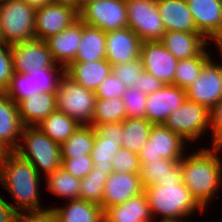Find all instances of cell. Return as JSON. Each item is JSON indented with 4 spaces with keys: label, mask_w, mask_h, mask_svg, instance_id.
<instances>
[{
    "label": "cell",
    "mask_w": 222,
    "mask_h": 222,
    "mask_svg": "<svg viewBox=\"0 0 222 222\" xmlns=\"http://www.w3.org/2000/svg\"><path fill=\"white\" fill-rule=\"evenodd\" d=\"M221 150L222 147L216 146L203 148L180 160L182 182L204 210L222 184V160L218 156Z\"/></svg>",
    "instance_id": "cell-1"
},
{
    "label": "cell",
    "mask_w": 222,
    "mask_h": 222,
    "mask_svg": "<svg viewBox=\"0 0 222 222\" xmlns=\"http://www.w3.org/2000/svg\"><path fill=\"white\" fill-rule=\"evenodd\" d=\"M41 175L33 165L15 151H10L0 166V183L10 192L17 213L43 212L40 203L39 188Z\"/></svg>",
    "instance_id": "cell-2"
},
{
    "label": "cell",
    "mask_w": 222,
    "mask_h": 222,
    "mask_svg": "<svg viewBox=\"0 0 222 222\" xmlns=\"http://www.w3.org/2000/svg\"><path fill=\"white\" fill-rule=\"evenodd\" d=\"M144 192L153 220L156 214H161L162 218H185L196 209L204 212L182 180L161 181L145 187Z\"/></svg>",
    "instance_id": "cell-3"
},
{
    "label": "cell",
    "mask_w": 222,
    "mask_h": 222,
    "mask_svg": "<svg viewBox=\"0 0 222 222\" xmlns=\"http://www.w3.org/2000/svg\"><path fill=\"white\" fill-rule=\"evenodd\" d=\"M21 138L23 143L19 144L15 152L28 160L39 174L44 172L47 176L62 167L60 144L46 136L37 126L23 127Z\"/></svg>",
    "instance_id": "cell-4"
},
{
    "label": "cell",
    "mask_w": 222,
    "mask_h": 222,
    "mask_svg": "<svg viewBox=\"0 0 222 222\" xmlns=\"http://www.w3.org/2000/svg\"><path fill=\"white\" fill-rule=\"evenodd\" d=\"M36 9L22 0L0 2V27L6 44L35 39Z\"/></svg>",
    "instance_id": "cell-5"
},
{
    "label": "cell",
    "mask_w": 222,
    "mask_h": 222,
    "mask_svg": "<svg viewBox=\"0 0 222 222\" xmlns=\"http://www.w3.org/2000/svg\"><path fill=\"white\" fill-rule=\"evenodd\" d=\"M96 93L84 88L66 74L56 91L57 110L73 118L79 125H91L95 111Z\"/></svg>",
    "instance_id": "cell-6"
},
{
    "label": "cell",
    "mask_w": 222,
    "mask_h": 222,
    "mask_svg": "<svg viewBox=\"0 0 222 222\" xmlns=\"http://www.w3.org/2000/svg\"><path fill=\"white\" fill-rule=\"evenodd\" d=\"M128 28L142 42L161 41L165 34L156 0H125Z\"/></svg>",
    "instance_id": "cell-7"
},
{
    "label": "cell",
    "mask_w": 222,
    "mask_h": 222,
    "mask_svg": "<svg viewBox=\"0 0 222 222\" xmlns=\"http://www.w3.org/2000/svg\"><path fill=\"white\" fill-rule=\"evenodd\" d=\"M64 75V66L45 68L31 74L14 73L5 93L18 104L34 94L56 92Z\"/></svg>",
    "instance_id": "cell-8"
},
{
    "label": "cell",
    "mask_w": 222,
    "mask_h": 222,
    "mask_svg": "<svg viewBox=\"0 0 222 222\" xmlns=\"http://www.w3.org/2000/svg\"><path fill=\"white\" fill-rule=\"evenodd\" d=\"M209 117L210 110L207 107L186 99L169 115L164 125L185 141L193 142L209 129Z\"/></svg>",
    "instance_id": "cell-9"
},
{
    "label": "cell",
    "mask_w": 222,
    "mask_h": 222,
    "mask_svg": "<svg viewBox=\"0 0 222 222\" xmlns=\"http://www.w3.org/2000/svg\"><path fill=\"white\" fill-rule=\"evenodd\" d=\"M185 141L164 124L153 125L149 139L138 153L140 164L163 159L181 160L186 150Z\"/></svg>",
    "instance_id": "cell-10"
},
{
    "label": "cell",
    "mask_w": 222,
    "mask_h": 222,
    "mask_svg": "<svg viewBox=\"0 0 222 222\" xmlns=\"http://www.w3.org/2000/svg\"><path fill=\"white\" fill-rule=\"evenodd\" d=\"M79 18L104 32L128 27L125 0H97L79 12Z\"/></svg>",
    "instance_id": "cell-11"
},
{
    "label": "cell",
    "mask_w": 222,
    "mask_h": 222,
    "mask_svg": "<svg viewBox=\"0 0 222 222\" xmlns=\"http://www.w3.org/2000/svg\"><path fill=\"white\" fill-rule=\"evenodd\" d=\"M13 69L16 74H31L58 65L45 40L33 39L11 45Z\"/></svg>",
    "instance_id": "cell-12"
},
{
    "label": "cell",
    "mask_w": 222,
    "mask_h": 222,
    "mask_svg": "<svg viewBox=\"0 0 222 222\" xmlns=\"http://www.w3.org/2000/svg\"><path fill=\"white\" fill-rule=\"evenodd\" d=\"M187 99L212 109L222 99V64L211 58L200 76L186 89Z\"/></svg>",
    "instance_id": "cell-13"
},
{
    "label": "cell",
    "mask_w": 222,
    "mask_h": 222,
    "mask_svg": "<svg viewBox=\"0 0 222 222\" xmlns=\"http://www.w3.org/2000/svg\"><path fill=\"white\" fill-rule=\"evenodd\" d=\"M78 19L77 9L68 5L50 3L36 8L35 39L46 40L62 32Z\"/></svg>",
    "instance_id": "cell-14"
},
{
    "label": "cell",
    "mask_w": 222,
    "mask_h": 222,
    "mask_svg": "<svg viewBox=\"0 0 222 222\" xmlns=\"http://www.w3.org/2000/svg\"><path fill=\"white\" fill-rule=\"evenodd\" d=\"M186 99V90L173 84H164L159 90L147 94L145 118L153 125L164 124Z\"/></svg>",
    "instance_id": "cell-15"
},
{
    "label": "cell",
    "mask_w": 222,
    "mask_h": 222,
    "mask_svg": "<svg viewBox=\"0 0 222 222\" xmlns=\"http://www.w3.org/2000/svg\"><path fill=\"white\" fill-rule=\"evenodd\" d=\"M140 59L146 72L164 84L174 85L178 60L160 41L142 42Z\"/></svg>",
    "instance_id": "cell-16"
},
{
    "label": "cell",
    "mask_w": 222,
    "mask_h": 222,
    "mask_svg": "<svg viewBox=\"0 0 222 222\" xmlns=\"http://www.w3.org/2000/svg\"><path fill=\"white\" fill-rule=\"evenodd\" d=\"M196 29L215 45L222 41V0H186Z\"/></svg>",
    "instance_id": "cell-17"
},
{
    "label": "cell",
    "mask_w": 222,
    "mask_h": 222,
    "mask_svg": "<svg viewBox=\"0 0 222 222\" xmlns=\"http://www.w3.org/2000/svg\"><path fill=\"white\" fill-rule=\"evenodd\" d=\"M142 41L126 27L106 32V60L111 65L123 64L140 57Z\"/></svg>",
    "instance_id": "cell-18"
},
{
    "label": "cell",
    "mask_w": 222,
    "mask_h": 222,
    "mask_svg": "<svg viewBox=\"0 0 222 222\" xmlns=\"http://www.w3.org/2000/svg\"><path fill=\"white\" fill-rule=\"evenodd\" d=\"M144 192L139 173L112 172L105 183L100 207L106 208L126 202Z\"/></svg>",
    "instance_id": "cell-19"
},
{
    "label": "cell",
    "mask_w": 222,
    "mask_h": 222,
    "mask_svg": "<svg viewBox=\"0 0 222 222\" xmlns=\"http://www.w3.org/2000/svg\"><path fill=\"white\" fill-rule=\"evenodd\" d=\"M83 21L79 18L72 25L45 40L54 61L65 68L75 60L82 38Z\"/></svg>",
    "instance_id": "cell-20"
},
{
    "label": "cell",
    "mask_w": 222,
    "mask_h": 222,
    "mask_svg": "<svg viewBox=\"0 0 222 222\" xmlns=\"http://www.w3.org/2000/svg\"><path fill=\"white\" fill-rule=\"evenodd\" d=\"M22 129L18 104L5 92H0V142L15 151L21 142Z\"/></svg>",
    "instance_id": "cell-21"
},
{
    "label": "cell",
    "mask_w": 222,
    "mask_h": 222,
    "mask_svg": "<svg viewBox=\"0 0 222 222\" xmlns=\"http://www.w3.org/2000/svg\"><path fill=\"white\" fill-rule=\"evenodd\" d=\"M177 59L200 55L208 46V40L199 32L167 31L160 41Z\"/></svg>",
    "instance_id": "cell-22"
},
{
    "label": "cell",
    "mask_w": 222,
    "mask_h": 222,
    "mask_svg": "<svg viewBox=\"0 0 222 222\" xmlns=\"http://www.w3.org/2000/svg\"><path fill=\"white\" fill-rule=\"evenodd\" d=\"M56 92L34 94L18 103V112L23 127L38 126L57 110Z\"/></svg>",
    "instance_id": "cell-23"
},
{
    "label": "cell",
    "mask_w": 222,
    "mask_h": 222,
    "mask_svg": "<svg viewBox=\"0 0 222 222\" xmlns=\"http://www.w3.org/2000/svg\"><path fill=\"white\" fill-rule=\"evenodd\" d=\"M165 31L198 32L186 0H156Z\"/></svg>",
    "instance_id": "cell-24"
},
{
    "label": "cell",
    "mask_w": 222,
    "mask_h": 222,
    "mask_svg": "<svg viewBox=\"0 0 222 222\" xmlns=\"http://www.w3.org/2000/svg\"><path fill=\"white\" fill-rule=\"evenodd\" d=\"M112 73V66L106 59L94 62H72L65 68V74L84 88L96 92L100 83Z\"/></svg>",
    "instance_id": "cell-25"
},
{
    "label": "cell",
    "mask_w": 222,
    "mask_h": 222,
    "mask_svg": "<svg viewBox=\"0 0 222 222\" xmlns=\"http://www.w3.org/2000/svg\"><path fill=\"white\" fill-rule=\"evenodd\" d=\"M104 222H152L145 192L129 198L126 202L106 208Z\"/></svg>",
    "instance_id": "cell-26"
},
{
    "label": "cell",
    "mask_w": 222,
    "mask_h": 222,
    "mask_svg": "<svg viewBox=\"0 0 222 222\" xmlns=\"http://www.w3.org/2000/svg\"><path fill=\"white\" fill-rule=\"evenodd\" d=\"M50 209L59 222H104V212L100 205L85 200H69L62 208Z\"/></svg>",
    "instance_id": "cell-27"
},
{
    "label": "cell",
    "mask_w": 222,
    "mask_h": 222,
    "mask_svg": "<svg viewBox=\"0 0 222 222\" xmlns=\"http://www.w3.org/2000/svg\"><path fill=\"white\" fill-rule=\"evenodd\" d=\"M139 175L143 187L158 185L161 181L182 180L180 160L161 159L140 164Z\"/></svg>",
    "instance_id": "cell-28"
},
{
    "label": "cell",
    "mask_w": 222,
    "mask_h": 222,
    "mask_svg": "<svg viewBox=\"0 0 222 222\" xmlns=\"http://www.w3.org/2000/svg\"><path fill=\"white\" fill-rule=\"evenodd\" d=\"M106 32L83 22L82 38L73 62H94L106 59Z\"/></svg>",
    "instance_id": "cell-29"
},
{
    "label": "cell",
    "mask_w": 222,
    "mask_h": 222,
    "mask_svg": "<svg viewBox=\"0 0 222 222\" xmlns=\"http://www.w3.org/2000/svg\"><path fill=\"white\" fill-rule=\"evenodd\" d=\"M80 125L68 115L55 110L45 118L38 128L58 144L64 143Z\"/></svg>",
    "instance_id": "cell-30"
},
{
    "label": "cell",
    "mask_w": 222,
    "mask_h": 222,
    "mask_svg": "<svg viewBox=\"0 0 222 222\" xmlns=\"http://www.w3.org/2000/svg\"><path fill=\"white\" fill-rule=\"evenodd\" d=\"M95 142V127L80 125L76 131L60 145L62 158L91 155Z\"/></svg>",
    "instance_id": "cell-31"
},
{
    "label": "cell",
    "mask_w": 222,
    "mask_h": 222,
    "mask_svg": "<svg viewBox=\"0 0 222 222\" xmlns=\"http://www.w3.org/2000/svg\"><path fill=\"white\" fill-rule=\"evenodd\" d=\"M123 139L121 147L139 153L149 139L153 124L146 118H126L122 121Z\"/></svg>",
    "instance_id": "cell-32"
},
{
    "label": "cell",
    "mask_w": 222,
    "mask_h": 222,
    "mask_svg": "<svg viewBox=\"0 0 222 222\" xmlns=\"http://www.w3.org/2000/svg\"><path fill=\"white\" fill-rule=\"evenodd\" d=\"M45 179L46 188L52 194L68 199L67 201L79 199L81 179L74 177L63 167L47 175Z\"/></svg>",
    "instance_id": "cell-33"
},
{
    "label": "cell",
    "mask_w": 222,
    "mask_h": 222,
    "mask_svg": "<svg viewBox=\"0 0 222 222\" xmlns=\"http://www.w3.org/2000/svg\"><path fill=\"white\" fill-rule=\"evenodd\" d=\"M206 49L198 56L178 60L174 85L186 90L199 76L203 66L211 59Z\"/></svg>",
    "instance_id": "cell-34"
},
{
    "label": "cell",
    "mask_w": 222,
    "mask_h": 222,
    "mask_svg": "<svg viewBox=\"0 0 222 222\" xmlns=\"http://www.w3.org/2000/svg\"><path fill=\"white\" fill-rule=\"evenodd\" d=\"M126 118L125 104L122 97L96 98L92 126L96 128L99 124L122 122Z\"/></svg>",
    "instance_id": "cell-35"
},
{
    "label": "cell",
    "mask_w": 222,
    "mask_h": 222,
    "mask_svg": "<svg viewBox=\"0 0 222 222\" xmlns=\"http://www.w3.org/2000/svg\"><path fill=\"white\" fill-rule=\"evenodd\" d=\"M119 149V141L103 138L95 131V142L91 153L93 168L109 176L114 172L111 160Z\"/></svg>",
    "instance_id": "cell-36"
},
{
    "label": "cell",
    "mask_w": 222,
    "mask_h": 222,
    "mask_svg": "<svg viewBox=\"0 0 222 222\" xmlns=\"http://www.w3.org/2000/svg\"><path fill=\"white\" fill-rule=\"evenodd\" d=\"M107 179L108 175L105 172L93 168L81 179L79 199L101 205Z\"/></svg>",
    "instance_id": "cell-37"
},
{
    "label": "cell",
    "mask_w": 222,
    "mask_h": 222,
    "mask_svg": "<svg viewBox=\"0 0 222 222\" xmlns=\"http://www.w3.org/2000/svg\"><path fill=\"white\" fill-rule=\"evenodd\" d=\"M127 118H145L147 94L138 88H126L123 96Z\"/></svg>",
    "instance_id": "cell-38"
},
{
    "label": "cell",
    "mask_w": 222,
    "mask_h": 222,
    "mask_svg": "<svg viewBox=\"0 0 222 222\" xmlns=\"http://www.w3.org/2000/svg\"><path fill=\"white\" fill-rule=\"evenodd\" d=\"M144 71L142 61L139 58L112 66V74H114L126 88H137V80L139 74Z\"/></svg>",
    "instance_id": "cell-39"
},
{
    "label": "cell",
    "mask_w": 222,
    "mask_h": 222,
    "mask_svg": "<svg viewBox=\"0 0 222 222\" xmlns=\"http://www.w3.org/2000/svg\"><path fill=\"white\" fill-rule=\"evenodd\" d=\"M113 170L117 173H139L140 160L137 153L120 147L111 160Z\"/></svg>",
    "instance_id": "cell-40"
},
{
    "label": "cell",
    "mask_w": 222,
    "mask_h": 222,
    "mask_svg": "<svg viewBox=\"0 0 222 222\" xmlns=\"http://www.w3.org/2000/svg\"><path fill=\"white\" fill-rule=\"evenodd\" d=\"M14 74L11 45L0 44V92H5Z\"/></svg>",
    "instance_id": "cell-41"
},
{
    "label": "cell",
    "mask_w": 222,
    "mask_h": 222,
    "mask_svg": "<svg viewBox=\"0 0 222 222\" xmlns=\"http://www.w3.org/2000/svg\"><path fill=\"white\" fill-rule=\"evenodd\" d=\"M62 167L74 177L83 179L93 169V160L91 155L62 158Z\"/></svg>",
    "instance_id": "cell-42"
},
{
    "label": "cell",
    "mask_w": 222,
    "mask_h": 222,
    "mask_svg": "<svg viewBox=\"0 0 222 222\" xmlns=\"http://www.w3.org/2000/svg\"><path fill=\"white\" fill-rule=\"evenodd\" d=\"M126 86L114 75L107 76L96 90V98L111 99L122 97Z\"/></svg>",
    "instance_id": "cell-43"
},
{
    "label": "cell",
    "mask_w": 222,
    "mask_h": 222,
    "mask_svg": "<svg viewBox=\"0 0 222 222\" xmlns=\"http://www.w3.org/2000/svg\"><path fill=\"white\" fill-rule=\"evenodd\" d=\"M209 129H212V146L222 147V99L210 109Z\"/></svg>",
    "instance_id": "cell-44"
},
{
    "label": "cell",
    "mask_w": 222,
    "mask_h": 222,
    "mask_svg": "<svg viewBox=\"0 0 222 222\" xmlns=\"http://www.w3.org/2000/svg\"><path fill=\"white\" fill-rule=\"evenodd\" d=\"M95 131L102 136L112 141H119V147H121L123 139V124L122 122L99 124Z\"/></svg>",
    "instance_id": "cell-45"
},
{
    "label": "cell",
    "mask_w": 222,
    "mask_h": 222,
    "mask_svg": "<svg viewBox=\"0 0 222 222\" xmlns=\"http://www.w3.org/2000/svg\"><path fill=\"white\" fill-rule=\"evenodd\" d=\"M14 222H59L56 214L51 210L43 212L18 213Z\"/></svg>",
    "instance_id": "cell-46"
},
{
    "label": "cell",
    "mask_w": 222,
    "mask_h": 222,
    "mask_svg": "<svg viewBox=\"0 0 222 222\" xmlns=\"http://www.w3.org/2000/svg\"><path fill=\"white\" fill-rule=\"evenodd\" d=\"M163 85V82L145 70L139 74V78L137 80V88L146 94L159 90Z\"/></svg>",
    "instance_id": "cell-47"
},
{
    "label": "cell",
    "mask_w": 222,
    "mask_h": 222,
    "mask_svg": "<svg viewBox=\"0 0 222 222\" xmlns=\"http://www.w3.org/2000/svg\"><path fill=\"white\" fill-rule=\"evenodd\" d=\"M17 214L12 204L0 195V222H14Z\"/></svg>",
    "instance_id": "cell-48"
},
{
    "label": "cell",
    "mask_w": 222,
    "mask_h": 222,
    "mask_svg": "<svg viewBox=\"0 0 222 222\" xmlns=\"http://www.w3.org/2000/svg\"><path fill=\"white\" fill-rule=\"evenodd\" d=\"M30 6L36 8L43 7L46 4L52 3V0H22Z\"/></svg>",
    "instance_id": "cell-49"
},
{
    "label": "cell",
    "mask_w": 222,
    "mask_h": 222,
    "mask_svg": "<svg viewBox=\"0 0 222 222\" xmlns=\"http://www.w3.org/2000/svg\"><path fill=\"white\" fill-rule=\"evenodd\" d=\"M10 150L0 142V166L5 161Z\"/></svg>",
    "instance_id": "cell-50"
},
{
    "label": "cell",
    "mask_w": 222,
    "mask_h": 222,
    "mask_svg": "<svg viewBox=\"0 0 222 222\" xmlns=\"http://www.w3.org/2000/svg\"><path fill=\"white\" fill-rule=\"evenodd\" d=\"M95 1L97 0H76V9L80 12L85 6Z\"/></svg>",
    "instance_id": "cell-51"
},
{
    "label": "cell",
    "mask_w": 222,
    "mask_h": 222,
    "mask_svg": "<svg viewBox=\"0 0 222 222\" xmlns=\"http://www.w3.org/2000/svg\"><path fill=\"white\" fill-rule=\"evenodd\" d=\"M52 3L68 5L76 9V0H52Z\"/></svg>",
    "instance_id": "cell-52"
},
{
    "label": "cell",
    "mask_w": 222,
    "mask_h": 222,
    "mask_svg": "<svg viewBox=\"0 0 222 222\" xmlns=\"http://www.w3.org/2000/svg\"><path fill=\"white\" fill-rule=\"evenodd\" d=\"M184 221L185 220H183L182 218H160V221L157 222H184ZM152 222H154V220Z\"/></svg>",
    "instance_id": "cell-53"
},
{
    "label": "cell",
    "mask_w": 222,
    "mask_h": 222,
    "mask_svg": "<svg viewBox=\"0 0 222 222\" xmlns=\"http://www.w3.org/2000/svg\"><path fill=\"white\" fill-rule=\"evenodd\" d=\"M0 44H6L4 42V39H3V34H2V31H1V27H0Z\"/></svg>",
    "instance_id": "cell-54"
},
{
    "label": "cell",
    "mask_w": 222,
    "mask_h": 222,
    "mask_svg": "<svg viewBox=\"0 0 222 222\" xmlns=\"http://www.w3.org/2000/svg\"><path fill=\"white\" fill-rule=\"evenodd\" d=\"M217 48L220 50L219 53L222 54V41L217 45Z\"/></svg>",
    "instance_id": "cell-55"
}]
</instances>
